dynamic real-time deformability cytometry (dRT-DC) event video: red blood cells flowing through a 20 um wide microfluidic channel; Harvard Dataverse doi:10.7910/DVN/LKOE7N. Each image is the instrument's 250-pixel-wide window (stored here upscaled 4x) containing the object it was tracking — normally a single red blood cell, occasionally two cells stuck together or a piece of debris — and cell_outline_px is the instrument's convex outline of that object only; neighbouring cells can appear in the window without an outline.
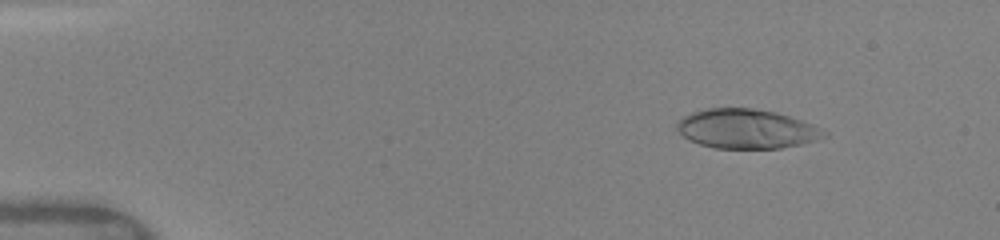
{"species": "human", "species_latin": "Homo sapiens", "temperature_condition": "warm", "stored_images_in_passage": 26, "camera_frame_rate_fps": 3000, "um_per_image_px": 0.085, "donor": {"sex": "female"}, "frame": {"image": 1, "passage_image": 17, "time_ms": 2.0, "image_size_px": [1000, 240], "cell_outline_px": [[828, 136], [816, 140], [800, 144], [780, 148], [716, 148], [700, 144], [688, 140], [676, 128], [676, 124], [684, 116], [692, 112], [708, 108], [756, 108], [776, 112], [812, 124], [828, 132]], "centroid_in_image_um": [63.46, 10.95], "position_along_channel_um": 21.5, "area_um2": 33.64}}